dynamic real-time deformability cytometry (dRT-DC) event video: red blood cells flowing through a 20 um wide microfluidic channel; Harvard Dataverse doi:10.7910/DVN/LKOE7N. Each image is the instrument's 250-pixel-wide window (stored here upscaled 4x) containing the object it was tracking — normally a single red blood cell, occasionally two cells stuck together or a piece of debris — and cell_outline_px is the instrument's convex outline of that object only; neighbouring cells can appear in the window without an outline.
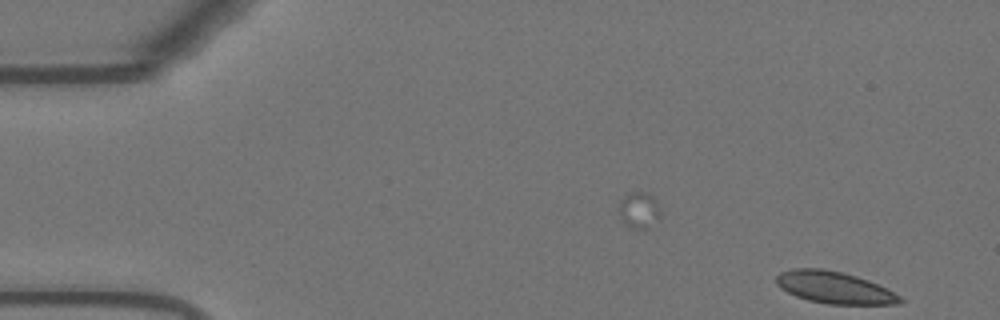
{"species": "Egyptian fruit bat (a non-hibernating species)", "species_latin": "Rousettus aegyptiacus", "temperature_condition": "warm", "stored_images_in_passage": 5, "camera_frame_rate_fps": 3000, "um_per_image_px": 0.085, "animal": {"sex": "female"}, "frame": {"image": 1, "passage_image": 5, "time_ms": 1.333, "image_size_px": [1000, 320], "cell_outline_px": [[904, 300], [900, 304], [828, 304], [808, 300], [796, 296], [780, 288], [776, 284], [776, 276], [780, 272], [792, 268], [824, 268], [856, 276], [868, 280], [900, 296]], "centroid_in_image_um": [70.87, 24.43], "position_along_channel_um": 14.1, "area_um2": 22.89}}